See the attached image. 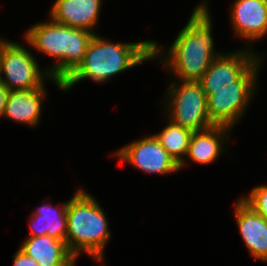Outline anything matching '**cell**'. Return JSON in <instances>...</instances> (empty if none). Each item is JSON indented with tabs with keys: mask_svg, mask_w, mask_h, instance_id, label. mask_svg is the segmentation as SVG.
<instances>
[{
	"mask_svg": "<svg viewBox=\"0 0 267 266\" xmlns=\"http://www.w3.org/2000/svg\"><path fill=\"white\" fill-rule=\"evenodd\" d=\"M168 80L166 91L156 102L162 105L160 111L173 123L192 132L213 126L208 115L207 96L202 84L172 78Z\"/></svg>",
	"mask_w": 267,
	"mask_h": 266,
	"instance_id": "8992f818",
	"label": "cell"
},
{
	"mask_svg": "<svg viewBox=\"0 0 267 266\" xmlns=\"http://www.w3.org/2000/svg\"><path fill=\"white\" fill-rule=\"evenodd\" d=\"M232 205L233 217L240 239L250 258L267 263V220L256 213L240 197Z\"/></svg>",
	"mask_w": 267,
	"mask_h": 266,
	"instance_id": "7c38bea8",
	"label": "cell"
},
{
	"mask_svg": "<svg viewBox=\"0 0 267 266\" xmlns=\"http://www.w3.org/2000/svg\"><path fill=\"white\" fill-rule=\"evenodd\" d=\"M9 90L7 87L0 81V119L4 115L6 100L8 96Z\"/></svg>",
	"mask_w": 267,
	"mask_h": 266,
	"instance_id": "ffe728a7",
	"label": "cell"
},
{
	"mask_svg": "<svg viewBox=\"0 0 267 266\" xmlns=\"http://www.w3.org/2000/svg\"><path fill=\"white\" fill-rule=\"evenodd\" d=\"M228 12L233 38L245 41L240 47L255 51V42L267 39V0H234Z\"/></svg>",
	"mask_w": 267,
	"mask_h": 266,
	"instance_id": "30bf717a",
	"label": "cell"
},
{
	"mask_svg": "<svg viewBox=\"0 0 267 266\" xmlns=\"http://www.w3.org/2000/svg\"><path fill=\"white\" fill-rule=\"evenodd\" d=\"M12 258H13V263H12L13 266H41L32 257L27 256L19 248L12 255Z\"/></svg>",
	"mask_w": 267,
	"mask_h": 266,
	"instance_id": "d6986e66",
	"label": "cell"
},
{
	"mask_svg": "<svg viewBox=\"0 0 267 266\" xmlns=\"http://www.w3.org/2000/svg\"><path fill=\"white\" fill-rule=\"evenodd\" d=\"M152 45L153 39L124 43L104 37L101 33L94 34L82 63L62 83V92L67 93L87 80L105 85L116 76L137 68L144 62H152Z\"/></svg>",
	"mask_w": 267,
	"mask_h": 266,
	"instance_id": "7a4b0ae2",
	"label": "cell"
},
{
	"mask_svg": "<svg viewBox=\"0 0 267 266\" xmlns=\"http://www.w3.org/2000/svg\"><path fill=\"white\" fill-rule=\"evenodd\" d=\"M233 129L213 125L204 130L193 132L190 138L187 154L179 164L180 171L187 168L190 163L210 165L216 163L222 155L229 154L227 150L231 144Z\"/></svg>",
	"mask_w": 267,
	"mask_h": 266,
	"instance_id": "8fae6325",
	"label": "cell"
},
{
	"mask_svg": "<svg viewBox=\"0 0 267 266\" xmlns=\"http://www.w3.org/2000/svg\"><path fill=\"white\" fill-rule=\"evenodd\" d=\"M18 248L41 266H77L66 243L47 235L26 237Z\"/></svg>",
	"mask_w": 267,
	"mask_h": 266,
	"instance_id": "2e32d148",
	"label": "cell"
},
{
	"mask_svg": "<svg viewBox=\"0 0 267 266\" xmlns=\"http://www.w3.org/2000/svg\"><path fill=\"white\" fill-rule=\"evenodd\" d=\"M84 186H77L68 200L65 243L77 260L86 255L94 265L105 266V249L112 238V230L106 210Z\"/></svg>",
	"mask_w": 267,
	"mask_h": 266,
	"instance_id": "3957f363",
	"label": "cell"
},
{
	"mask_svg": "<svg viewBox=\"0 0 267 266\" xmlns=\"http://www.w3.org/2000/svg\"><path fill=\"white\" fill-rule=\"evenodd\" d=\"M140 137L115 149V152H111V158L119 160L118 163H127L137 171L148 175L153 174V176L166 177L180 171L179 164L161 146L154 134Z\"/></svg>",
	"mask_w": 267,
	"mask_h": 266,
	"instance_id": "ba28073f",
	"label": "cell"
},
{
	"mask_svg": "<svg viewBox=\"0 0 267 266\" xmlns=\"http://www.w3.org/2000/svg\"><path fill=\"white\" fill-rule=\"evenodd\" d=\"M35 207L28 214L27 222L30 233L27 237L47 235L60 241H66L67 235V201H60L53 205L48 200ZM50 201V202H49Z\"/></svg>",
	"mask_w": 267,
	"mask_h": 266,
	"instance_id": "9a60e30c",
	"label": "cell"
},
{
	"mask_svg": "<svg viewBox=\"0 0 267 266\" xmlns=\"http://www.w3.org/2000/svg\"><path fill=\"white\" fill-rule=\"evenodd\" d=\"M164 119L165 126L160 132L153 133L161 146L180 164L188 151L192 131L173 123L162 112L159 113Z\"/></svg>",
	"mask_w": 267,
	"mask_h": 266,
	"instance_id": "e0dca14e",
	"label": "cell"
},
{
	"mask_svg": "<svg viewBox=\"0 0 267 266\" xmlns=\"http://www.w3.org/2000/svg\"><path fill=\"white\" fill-rule=\"evenodd\" d=\"M195 5L173 41L163 45L153 40L152 62L156 61L169 78L179 81L199 82L211 62L225 52L215 45L210 0Z\"/></svg>",
	"mask_w": 267,
	"mask_h": 266,
	"instance_id": "6da1fadb",
	"label": "cell"
},
{
	"mask_svg": "<svg viewBox=\"0 0 267 266\" xmlns=\"http://www.w3.org/2000/svg\"><path fill=\"white\" fill-rule=\"evenodd\" d=\"M47 83L36 90L9 91L3 119H8L20 126L37 128L43 116V104L48 101Z\"/></svg>",
	"mask_w": 267,
	"mask_h": 266,
	"instance_id": "5bb4252c",
	"label": "cell"
},
{
	"mask_svg": "<svg viewBox=\"0 0 267 266\" xmlns=\"http://www.w3.org/2000/svg\"><path fill=\"white\" fill-rule=\"evenodd\" d=\"M103 0H55L48 10L53 21L98 34ZM97 30V31H96Z\"/></svg>",
	"mask_w": 267,
	"mask_h": 266,
	"instance_id": "4fadbf2b",
	"label": "cell"
},
{
	"mask_svg": "<svg viewBox=\"0 0 267 266\" xmlns=\"http://www.w3.org/2000/svg\"><path fill=\"white\" fill-rule=\"evenodd\" d=\"M266 51L259 53L240 47L225 50L216 57L199 81L206 96L212 94V89L237 88V80L257 61L266 62Z\"/></svg>",
	"mask_w": 267,
	"mask_h": 266,
	"instance_id": "9c48e42d",
	"label": "cell"
},
{
	"mask_svg": "<svg viewBox=\"0 0 267 266\" xmlns=\"http://www.w3.org/2000/svg\"><path fill=\"white\" fill-rule=\"evenodd\" d=\"M10 40L3 51L0 66V81L12 90H36L46 83H52L62 91V83L53 79L48 70L33 54L30 44ZM30 49V50H29ZM42 65V66H41Z\"/></svg>",
	"mask_w": 267,
	"mask_h": 266,
	"instance_id": "52a82bcc",
	"label": "cell"
},
{
	"mask_svg": "<svg viewBox=\"0 0 267 266\" xmlns=\"http://www.w3.org/2000/svg\"><path fill=\"white\" fill-rule=\"evenodd\" d=\"M11 39H8V37L4 38L3 35H0V66H1V58H2V54L4 51V48L6 46V44L10 41Z\"/></svg>",
	"mask_w": 267,
	"mask_h": 266,
	"instance_id": "44dd1931",
	"label": "cell"
},
{
	"mask_svg": "<svg viewBox=\"0 0 267 266\" xmlns=\"http://www.w3.org/2000/svg\"><path fill=\"white\" fill-rule=\"evenodd\" d=\"M265 64L257 60L237 80V88L212 89V94L207 96V106L213 125L234 129L245 120L250 105L262 91L259 76Z\"/></svg>",
	"mask_w": 267,
	"mask_h": 266,
	"instance_id": "5b68a950",
	"label": "cell"
},
{
	"mask_svg": "<svg viewBox=\"0 0 267 266\" xmlns=\"http://www.w3.org/2000/svg\"><path fill=\"white\" fill-rule=\"evenodd\" d=\"M256 213L267 220V183L253 186L248 194L243 193L239 196Z\"/></svg>",
	"mask_w": 267,
	"mask_h": 266,
	"instance_id": "ac0fdd59",
	"label": "cell"
},
{
	"mask_svg": "<svg viewBox=\"0 0 267 266\" xmlns=\"http://www.w3.org/2000/svg\"><path fill=\"white\" fill-rule=\"evenodd\" d=\"M46 17L28 27L21 37L30 44L35 55L40 53L53 60L44 67L53 79L63 83L82 63L94 33L65 26Z\"/></svg>",
	"mask_w": 267,
	"mask_h": 266,
	"instance_id": "277c9868",
	"label": "cell"
}]
</instances>
